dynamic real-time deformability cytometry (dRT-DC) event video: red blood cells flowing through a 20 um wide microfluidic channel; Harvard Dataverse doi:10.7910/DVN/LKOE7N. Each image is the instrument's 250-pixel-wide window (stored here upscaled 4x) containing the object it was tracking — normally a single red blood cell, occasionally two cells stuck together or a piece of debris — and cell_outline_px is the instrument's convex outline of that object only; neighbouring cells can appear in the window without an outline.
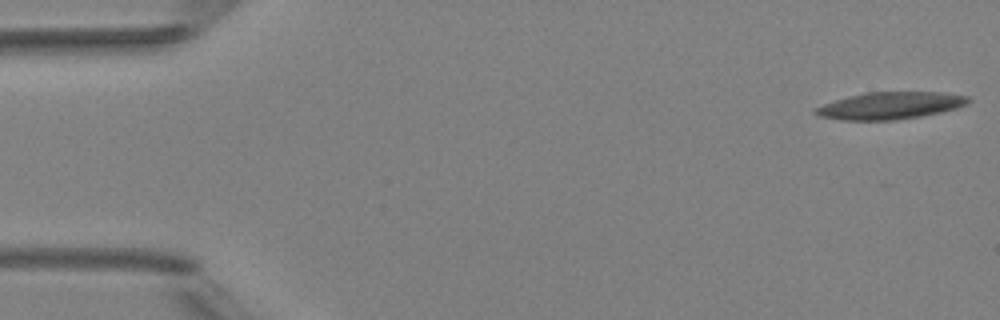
{"species": "Egyptian fruit bat (a non-hibernating species)", "species_latin": "Rousettus aegyptiacus", "temperature_condition": "room temperature", "stored_images_in_passage": 53, "camera_frame_rate_fps": 3000, "um_per_image_px": 0.085, "animal": {"sex": "female"}, "frame": {"image": 1, "passage_image": 1, "time_ms": 0.0, "image_size_px": [1000, 320], "cell_outline_px": [[972, 100], [968, 104], [956, 108], [940, 112], [920, 116], [896, 120], [840, 120], [820, 116], [812, 112], [816, 108], [824, 104], [848, 96], [864, 92], [940, 92], [968, 96]], "centroid_in_image_um": [75.68, 8.97], "position_along_channel_um": 9.3, "area_um2": 24.1}}
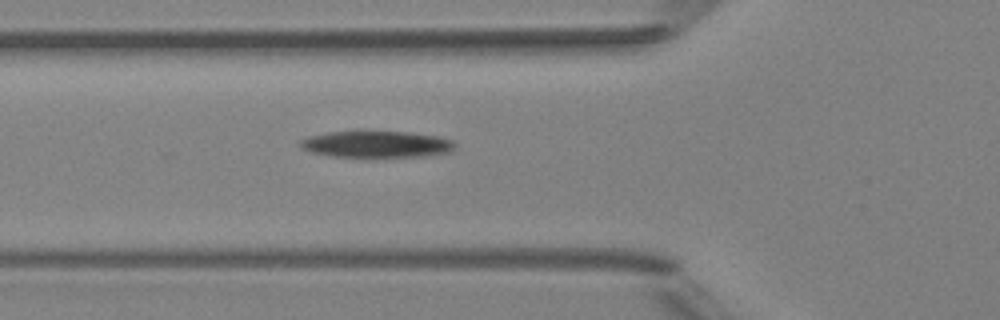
{"frame": {"image": 2, "passage_image": 19, "time_ms": 6.0, "image_size_px": [1000, 320], "cell_outline_px": [[456, 148], [452, 152], [424, 156], [372, 160], [332, 156], [312, 152], [300, 148], [300, 140], [308, 136], [328, 132], [412, 132], [436, 136], [452, 140], [456, 144]], "centroid_in_image_um": [32.03, 12.32], "position_along_channel_um": 93.8, "area_um2": 25.03}}
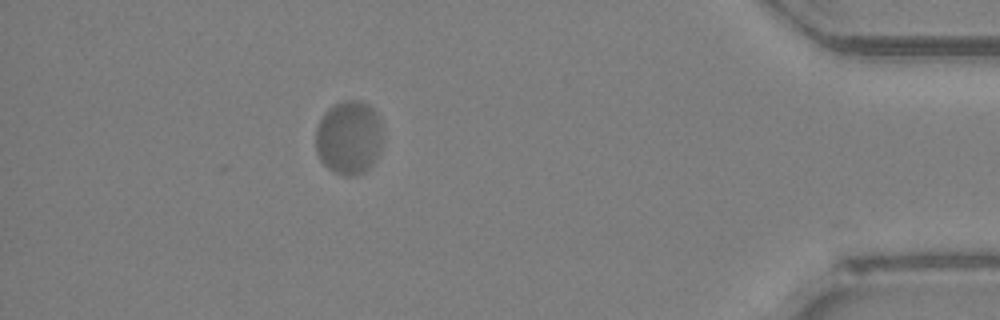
{"frame": {"image": 3, "passage_image": 47, "time_ms": 15.333, "image_size_px": [1000, 320], "cell_outline_px": [[380, 152], [372, 164], [364, 172], [356, 176], [344, 176], [328, 168], [320, 160], [316, 152], [316, 128], [324, 112], [328, 108], [344, 100], [360, 100], [368, 104], [380, 116]], "centroid_in_image_um": [29.64, 11.69], "position_along_channel_um": 405.6, "area_um2": 28.9}, "authors_computed_cell_mechanics": {"area_um2": 25.6054, "velocity_mm_per_s": 3.8828, "shape_relaxation_time_tau1_ms": 5.3251, "shape_relaxation_time_tau2_ms": null, "deformation_change_tau1": 0.1484, "deformation_change_tau2": null}}